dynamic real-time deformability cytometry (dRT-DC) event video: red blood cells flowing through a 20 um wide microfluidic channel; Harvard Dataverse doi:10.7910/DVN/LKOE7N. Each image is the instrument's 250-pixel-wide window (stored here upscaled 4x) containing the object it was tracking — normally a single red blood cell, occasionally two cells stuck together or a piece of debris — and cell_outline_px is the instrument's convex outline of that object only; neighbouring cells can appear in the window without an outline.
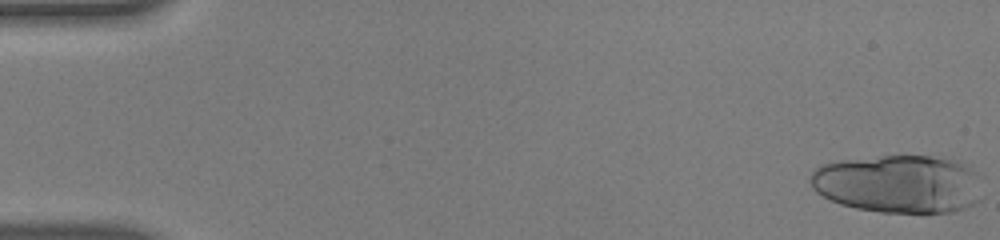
{"species": "human", "species_latin": "Homo sapiens", "temperature_condition": "warm", "stored_images_in_passage": 19, "camera_frame_rate_fps": 3000, "um_per_image_px": 0.085, "donor": {"sex": "male"}, "frame": {"image": 1, "passage_image": 1, "time_ms": 0.0, "image_size_px": [1000, 240], "cell_outline_px": [[980, 200], [976, 204], [952, 212], [880, 212], [856, 208], [840, 204], [816, 192], [812, 188], [808, 180], [812, 172], [820, 164], [840, 160], [880, 156], [928, 156], [960, 160], [976, 172], [980, 176]], "centroid_in_image_um": [76.39, 15.62], "position_along_channel_um": 8.6, "area_um2": 58.84}}